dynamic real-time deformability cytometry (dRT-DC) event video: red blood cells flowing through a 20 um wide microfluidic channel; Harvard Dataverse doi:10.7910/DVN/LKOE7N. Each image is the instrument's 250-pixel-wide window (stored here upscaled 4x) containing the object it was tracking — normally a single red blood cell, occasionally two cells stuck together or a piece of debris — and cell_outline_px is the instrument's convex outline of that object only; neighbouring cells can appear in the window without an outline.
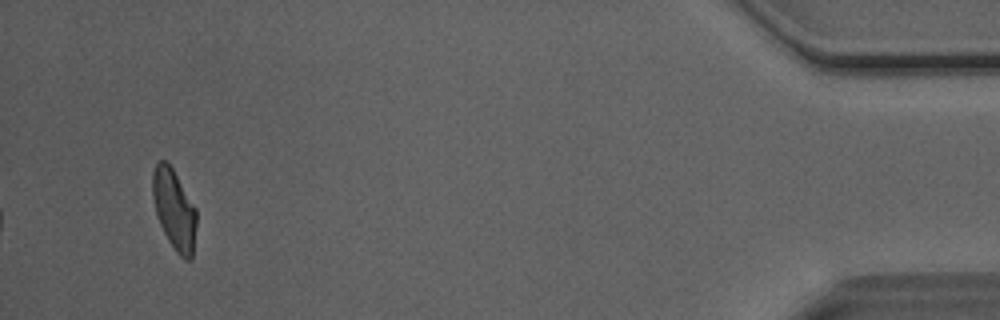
{"species": "Egyptian fruit bat (a non-hibernating species)", "species_latin": "Rousettus aegyptiacus", "temperature_condition": "room temperature", "stored_images_in_passage": 40, "camera_frame_rate_fps": 3000, "um_per_image_px": 0.085, "animal": {"sex": "male"}, "frame": {"image": 1, "passage_image": 40, "time_ms": 13.0, "image_size_px": [1000, 320], "cell_outline_px": [[196, 224], [192, 260], [184, 260], [176, 252], [168, 240], [156, 216], [152, 196], [152, 172], [156, 164], [160, 160], [164, 160], [172, 168], [196, 208]], "centroid_in_image_um": [14.8, 17.83], "position_along_channel_um": 420.4, "area_um2": 20.52}, "authors_computed_cell_mechanics": {"area_um2": 21.9351, "velocity_mm_per_s": 4.0614, "shape_relaxation_time_tau1_ms": null, "shape_relaxation_time_tau2_ms": 1.5329, "deformation_change_tau1": null, "deformation_change_tau2": 0.0945}}